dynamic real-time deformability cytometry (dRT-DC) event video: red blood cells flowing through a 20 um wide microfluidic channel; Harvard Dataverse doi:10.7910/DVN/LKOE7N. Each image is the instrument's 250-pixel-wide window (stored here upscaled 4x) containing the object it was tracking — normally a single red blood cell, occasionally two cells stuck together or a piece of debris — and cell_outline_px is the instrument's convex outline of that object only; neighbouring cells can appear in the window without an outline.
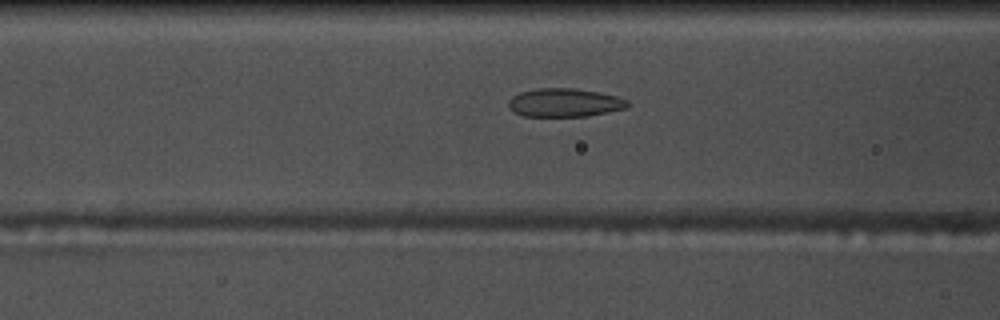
{"species": "common noctule bat (a hibernating species)", "species_latin": "Nyctalus noctula", "temperature_condition": "warm", "stored_images_in_passage": 36, "segment_of_instrument_passage": [1, 2], "camera_frame_rate_fps": 3000, "um_per_image_px": 0.085, "animal": {"sex": "male", "body_mass_g": 17.5, "forearm_length_mm": 52.3}, "frame": {"image": 1, "passage_image": 14, "time_ms": 4.333, "image_size_px": [1000, 320], "cell_outline_px": [[628, 104], [624, 108], [608, 112], [588, 116], [524, 116], [512, 112], [508, 104], [508, 100], [512, 96], [520, 92], [536, 88], [572, 88], [600, 92], [616, 96], [628, 100]], "centroid_in_image_um": [47.95, 8.72], "position_along_channel_um": 118.7, "area_um2": 19.77}}
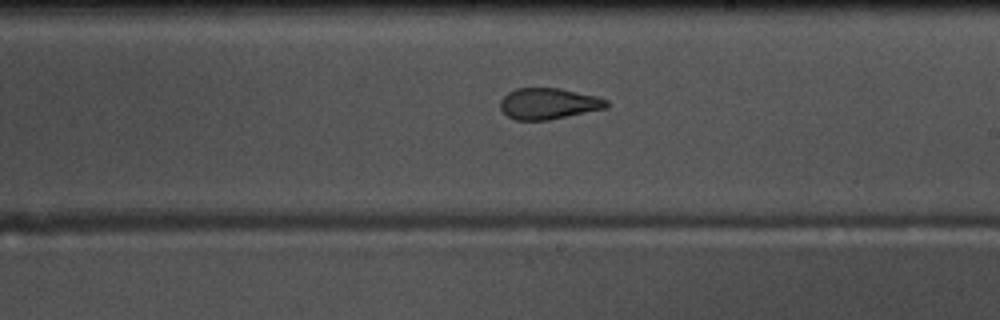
{"frame": {"image": 2, "passage_image": 24, "time_ms": 7.667, "image_size_px": [1000, 320], "cell_outline_px": [[608, 108], [548, 120], [516, 120], [508, 116], [500, 108], [500, 100], [508, 92], [516, 88], [560, 88], [596, 96], [608, 100]], "centroid_in_image_um": [46.63, 8.81], "position_along_channel_um": 242.4, "area_um2": 19.31}}
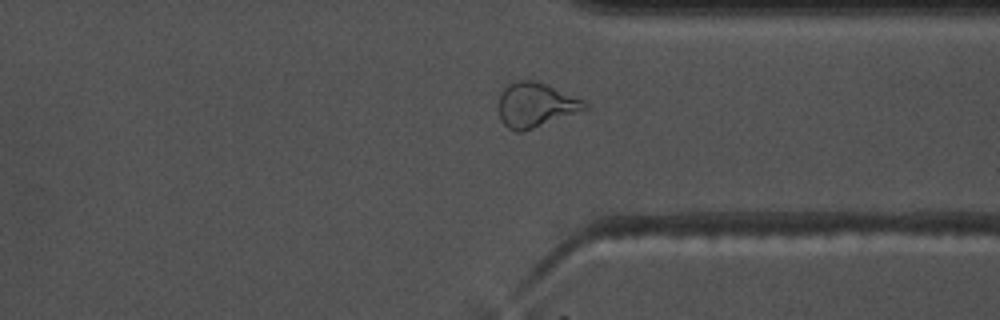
{"frame": {"image": 3, "passage_image": 34, "time_ms": 11.0, "image_size_px": [1000, 320], "cell_outline_px": [[588, 108], [524, 132], [516, 132], [508, 128], [500, 120], [500, 96], [504, 88], [508, 84], [516, 80], [532, 80], [544, 84], [584, 100], [588, 104]], "centroid_in_image_um": [45.51, 8.94], "position_along_channel_um": 365.9, "area_um2": 22.02}}